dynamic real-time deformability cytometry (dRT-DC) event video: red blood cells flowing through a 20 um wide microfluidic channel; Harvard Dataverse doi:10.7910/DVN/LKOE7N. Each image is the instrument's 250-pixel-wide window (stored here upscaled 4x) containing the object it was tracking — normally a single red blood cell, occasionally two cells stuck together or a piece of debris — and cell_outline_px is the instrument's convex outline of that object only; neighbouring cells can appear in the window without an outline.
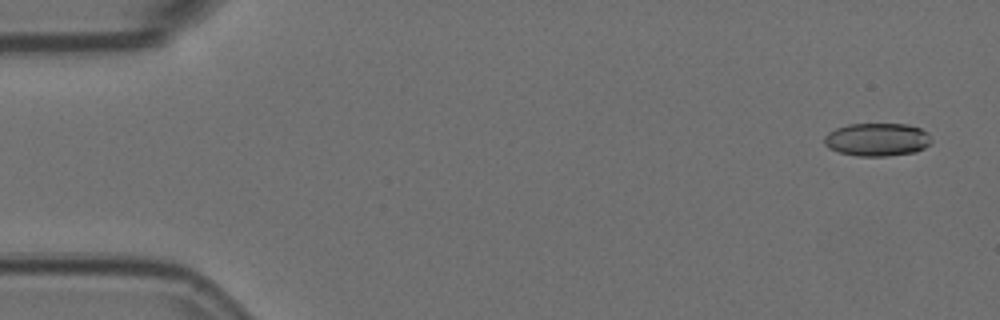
{"species": "Egyptian fruit bat (a non-hibernating species)", "species_latin": "Rousettus aegyptiacus", "temperature_condition": "room temperature", "stored_images_in_passage": 57, "camera_frame_rate_fps": 3000, "um_per_image_px": 0.085, "animal": {"sex": "female"}, "frame": {"image": 1, "passage_image": 3, "time_ms": 0.667, "image_size_px": [1000, 320], "cell_outline_px": [[932, 140], [924, 148], [916, 152], [888, 156], [856, 156], [840, 152], [828, 148], [824, 144], [824, 136], [828, 132], [836, 128], [848, 124], [908, 124], [920, 128], [928, 132]], "centroid_in_image_um": [74.55, 11.86], "position_along_channel_um": 10.4, "area_um2": 20.81}}
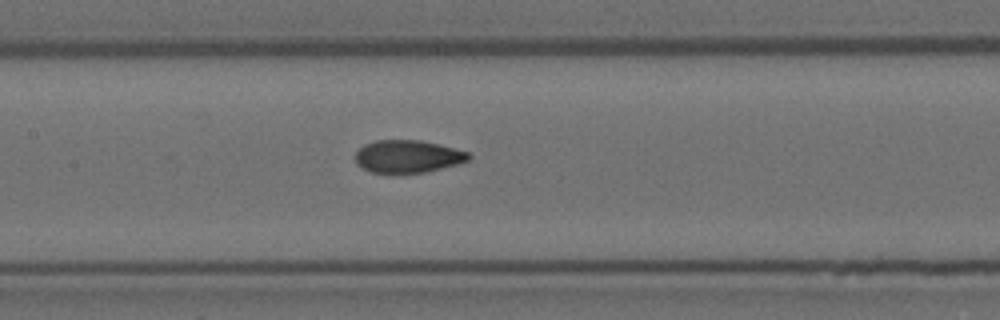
{"frame": {"image": 2, "passage_image": 27, "time_ms": 8.667, "image_size_px": [1000, 320], "cell_outline_px": [[472, 156], [468, 160], [460, 164], [424, 172], [396, 176], [392, 176], [372, 172], [356, 164], [356, 152], [364, 144], [376, 140], [420, 140], [440, 144], [468, 152]], "centroid_in_image_um": [34.65, 13.33], "position_along_channel_um": 172.7, "area_um2": 22.2}}
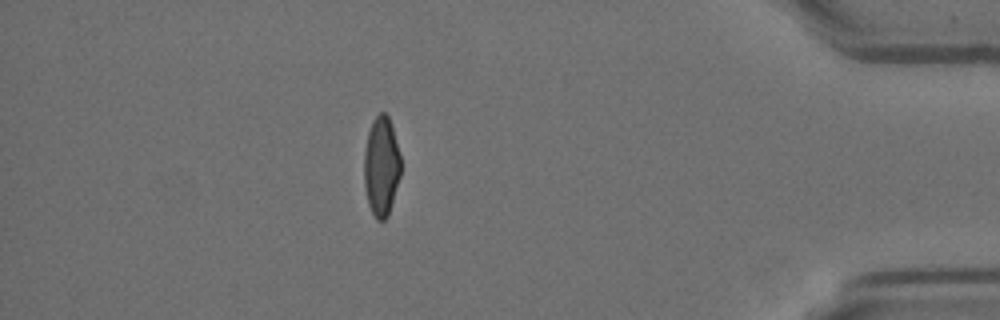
{"frame": {"image": 3, "passage_image": 50, "time_ms": 16.333, "image_size_px": [1000, 320], "cell_outline_px": [[400, 176], [388, 216], [384, 220], [376, 220], [368, 204], [364, 188], [364, 152], [368, 132], [372, 120], [380, 112], [384, 112], [388, 116], [392, 128], [400, 156]], "centroid_in_image_um": [32.39, 14.15], "position_along_channel_um": 402.8, "area_um2": 21.21}, "authors_computed_cell_mechanics": {"area_um2": 21.7328, "velocity_mm_per_s": 3.6013, "shape_relaxation_time_tau1_ms": 6.2055, "shape_relaxation_time_tau2_ms": 1.2879, "deformation_change_tau1": 0.1757, "deformation_change_tau2": 0.0659}}